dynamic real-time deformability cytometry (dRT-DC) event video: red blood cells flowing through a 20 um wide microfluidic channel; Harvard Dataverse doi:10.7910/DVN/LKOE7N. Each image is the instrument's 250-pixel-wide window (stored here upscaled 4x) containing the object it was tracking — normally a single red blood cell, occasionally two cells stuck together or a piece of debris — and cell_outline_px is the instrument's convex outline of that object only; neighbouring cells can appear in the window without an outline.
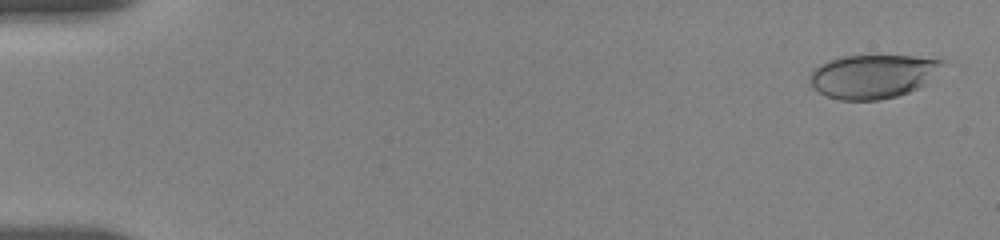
{"species": "human", "species_latin": "Homo sapiens", "temperature_condition": "room temperature", "stored_images_in_passage": 6, "camera_frame_rate_fps": 3000, "um_per_image_px": 0.085, "donor": {"sex": "female"}, "frame": {"image": 1, "passage_image": 1, "time_ms": 0.0, "image_size_px": [1000, 240], "cell_outline_px": [[944, 64], [924, 84], [908, 92], [896, 96], [880, 100], [840, 100], [824, 96], [812, 84], [812, 68], [820, 64], [840, 56], [916, 56], [944, 60]], "centroid_in_image_um": [74.18, 6.48], "position_along_channel_um": 10.8, "area_um2": 33.41}}
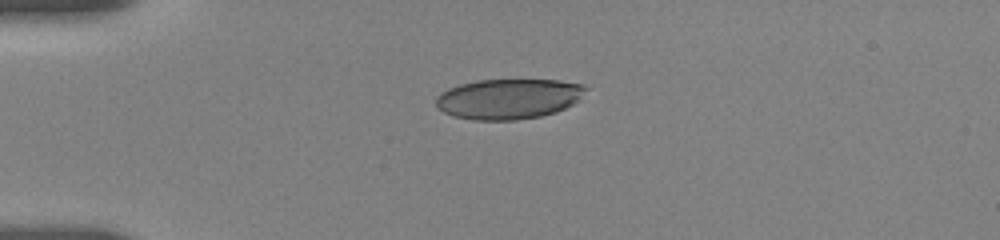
{"frame": {"image": 2, "passage_image": 5, "time_ms": 4.0, "image_size_px": [1000, 240], "cell_outline_px": [[588, 88], [580, 100], [556, 112], [540, 116], [516, 120], [472, 120], [452, 116], [444, 112], [436, 104], [436, 96], [440, 92], [448, 88], [460, 84], [476, 80], [560, 80], [584, 84]], "centroid_in_image_um": [43.24, 8.4], "position_along_channel_um": 41.8, "area_um2": 35.37}}